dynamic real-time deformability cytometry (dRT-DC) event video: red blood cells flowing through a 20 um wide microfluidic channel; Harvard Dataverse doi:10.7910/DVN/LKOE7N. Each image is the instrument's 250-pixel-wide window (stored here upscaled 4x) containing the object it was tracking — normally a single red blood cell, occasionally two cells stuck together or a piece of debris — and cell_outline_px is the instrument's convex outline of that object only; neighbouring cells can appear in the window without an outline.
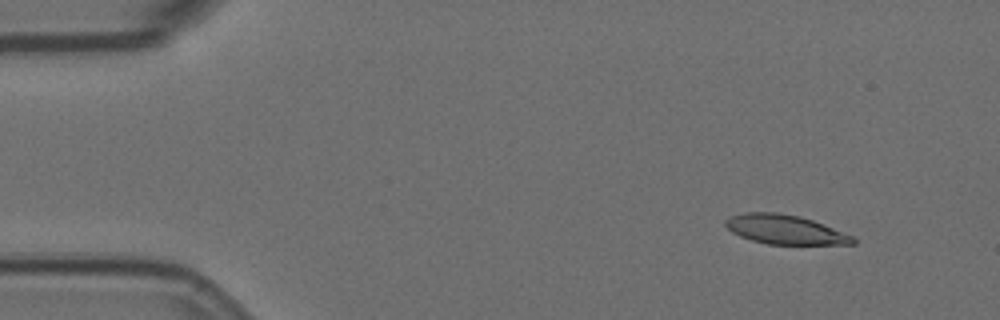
{"species": "Egyptian fruit bat (a non-hibernating species)", "species_latin": "Rousettus aegyptiacus", "temperature_condition": "room temperature", "stored_images_in_passage": 5, "camera_frame_rate_fps": 3000, "um_per_image_px": 0.085, "animal": {"sex": "female"}, "frame": {"image": 1, "passage_image": 2, "time_ms": 0.333, "image_size_px": [1000, 320], "cell_outline_px": [[856, 244], [768, 244], [752, 240], [740, 236], [732, 232], [724, 224], [724, 220], [728, 216], [744, 212], [776, 212], [800, 216], [812, 220], [852, 236], [856, 240]], "centroid_in_image_um": [66.67, 19.5], "position_along_channel_um": 18.3, "area_um2": 21.62}}
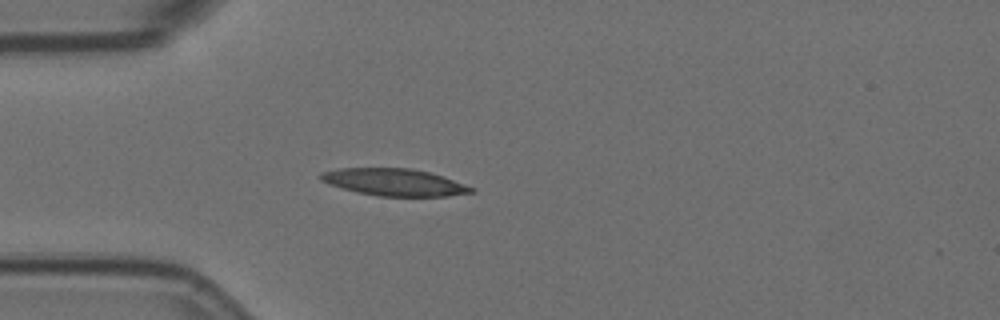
{"frame": {"image": 2, "passage_image": 4, "time_ms": 1.0, "image_size_px": [1000, 320], "cell_outline_px": [[476, 192], [448, 196], [376, 196], [356, 192], [328, 184], [320, 180], [320, 172], [340, 168], [412, 168], [444, 176], [476, 188]], "centroid_in_image_um": [33.53, 15.49], "position_along_channel_um": 51.5, "area_um2": 23.99}}